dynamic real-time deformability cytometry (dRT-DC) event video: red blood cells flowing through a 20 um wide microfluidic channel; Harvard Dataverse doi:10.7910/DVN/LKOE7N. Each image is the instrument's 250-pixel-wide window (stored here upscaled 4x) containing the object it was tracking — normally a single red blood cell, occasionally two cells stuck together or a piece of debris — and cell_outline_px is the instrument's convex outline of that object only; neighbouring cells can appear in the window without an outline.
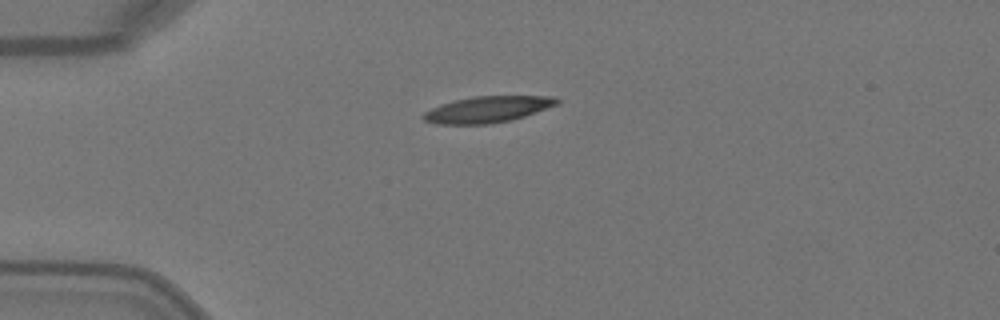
{"species": "Egyptian fruit bat (a non-hibernating species)", "species_latin": "Rousettus aegyptiacus", "temperature_condition": "warm", "stored_images_in_passage": 5, "camera_frame_rate_fps": 3000, "um_per_image_px": 0.085, "animal": {"sex": "female"}, "frame": {"image": 1, "passage_image": 5, "time_ms": 1.333, "image_size_px": [1000, 320], "cell_outline_px": [[560, 104], [512, 120], [492, 124], [436, 124], [424, 120], [420, 116], [424, 112], [440, 104], [472, 96], [556, 96], [560, 100]], "centroid_in_image_um": [41.46, 9.3], "position_along_channel_um": 43.5, "area_um2": 20.63}}